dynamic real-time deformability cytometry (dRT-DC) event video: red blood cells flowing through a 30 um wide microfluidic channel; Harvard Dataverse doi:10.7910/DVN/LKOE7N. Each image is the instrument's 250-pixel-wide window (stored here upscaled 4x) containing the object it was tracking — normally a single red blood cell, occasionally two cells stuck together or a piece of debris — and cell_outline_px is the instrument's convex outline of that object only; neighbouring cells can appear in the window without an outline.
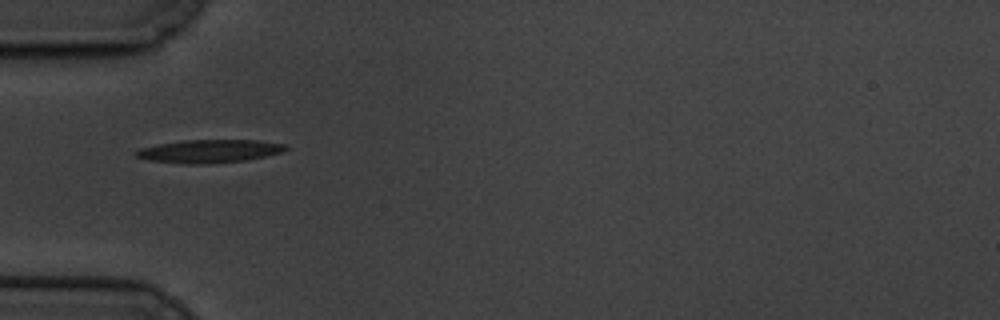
{"species": "common noctule bat (a hibernating species)", "species_latin": "Nyctalus noctula", "temperature_condition": "cold", "stored_images_in_passage": 7, "camera_frame_rate_fps": 3000, "um_per_image_px": 0.085, "animal": {"sex": "male", "body_mass_g": 19.5, "forearm_length_mm": 54.6}, "frame": {"image": 1, "passage_image": 1, "time_ms": 0.0, "image_size_px": [1000, 320], "cell_outline_px": [[288, 148], [280, 152], [264, 156], [244, 160], [208, 164], [184, 164], [148, 160], [136, 156], [136, 152], [140, 148], [156, 144], [184, 140], [256, 140], [284, 144]], "centroid_in_image_um": [17.74, 12.85], "position_along_channel_um": 67.3, "area_um2": 20.0}}
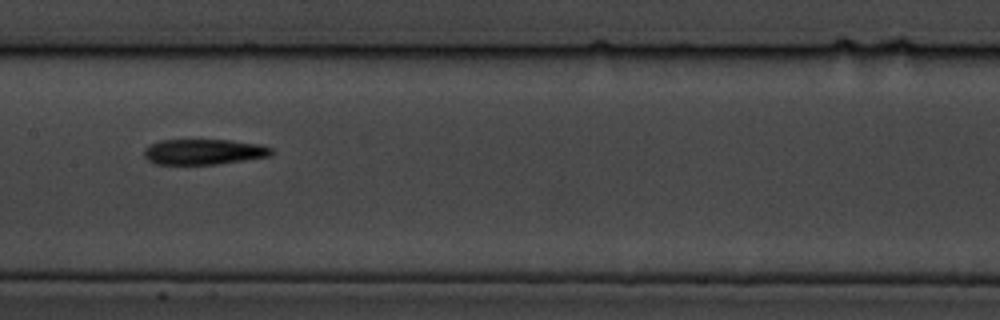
{"frame": {"image": 2, "passage_image": 4, "time_ms": 3.667, "image_size_px": [1000, 320], "cell_outline_px": [[272, 152], [268, 156], [216, 164], [152, 164], [144, 156], [144, 148], [148, 144], [160, 140], [228, 140], [260, 144], [272, 148]], "centroid_in_image_um": [17.24, 12.9], "position_along_channel_um": 190.2, "area_um2": 18.84}}
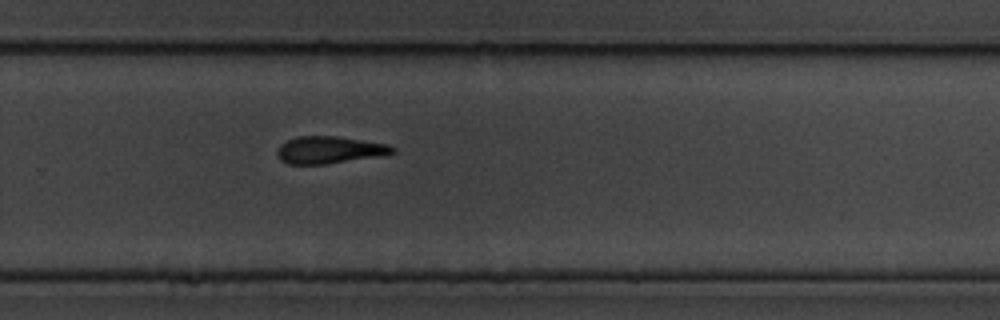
{"frame": {"image": 3, "passage_image": 7, "time_ms": 7.0, "image_size_px": [1000, 320], "cell_outline_px": [[396, 152], [380, 156], [324, 164], [288, 164], [280, 160], [276, 156], [276, 152], [280, 144], [288, 140], [300, 136], [336, 136], [388, 144], [396, 148]], "centroid_in_image_um": [27.98, 12.74], "position_along_channel_um": 301.8, "area_um2": 18.26}}